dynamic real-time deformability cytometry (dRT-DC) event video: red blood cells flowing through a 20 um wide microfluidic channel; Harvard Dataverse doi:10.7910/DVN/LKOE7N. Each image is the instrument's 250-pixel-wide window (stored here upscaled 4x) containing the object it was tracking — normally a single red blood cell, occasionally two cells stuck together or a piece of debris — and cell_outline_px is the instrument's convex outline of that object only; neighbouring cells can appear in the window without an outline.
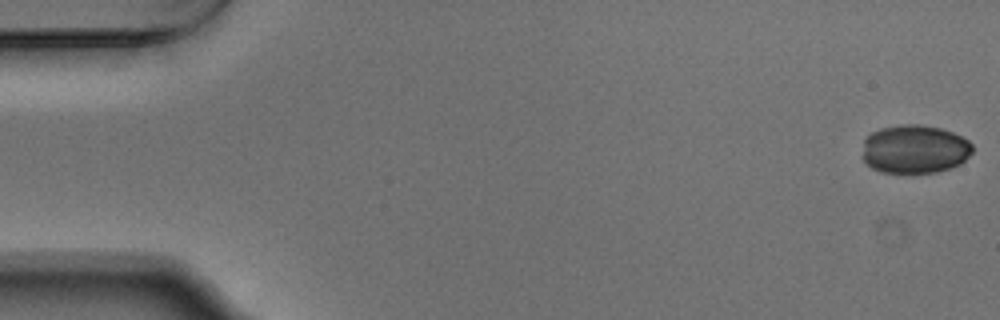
{"species": "Egyptian fruit bat (a non-hibernating species)", "species_latin": "Rousettus aegyptiacus", "temperature_condition": "warm", "stored_images_in_passage": 54, "camera_frame_rate_fps": 3000, "um_per_image_px": 0.085, "animal": {"sex": "male"}, "frame": {"image": 1, "passage_image": 1, "time_ms": 0.0, "image_size_px": [1000, 320], "cell_outline_px": [[972, 152], [960, 164], [936, 172], [880, 172], [872, 168], [860, 156], [864, 140], [872, 132], [880, 128], [900, 124], [920, 124], [940, 128], [952, 132], [968, 140], [972, 144]], "centroid_in_image_um": [77.71, 12.66], "position_along_channel_um": 7.3, "area_um2": 31.21}}
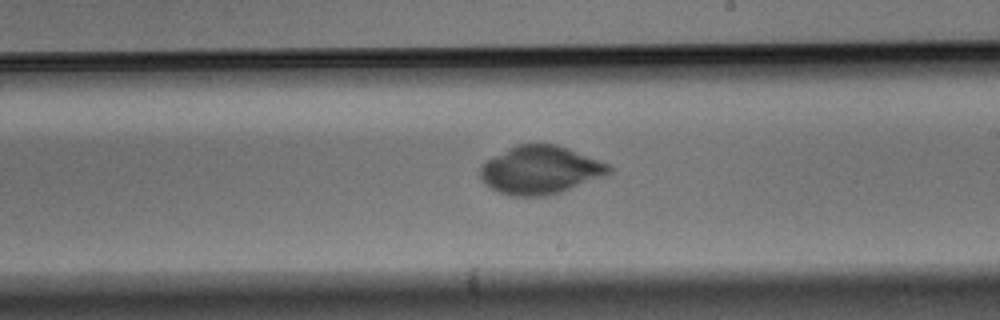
{"frame": {"image": 2, "passage_image": 31, "time_ms": 10.0, "image_size_px": [1000, 320], "cell_outline_px": [[612, 172], [608, 176], [560, 192], [544, 196], [508, 196], [484, 184], [480, 176], [480, 168], [488, 160], [508, 148], [516, 144], [556, 144], [568, 148], [608, 164], [612, 168]], "centroid_in_image_um": [45.95, 14.46], "position_along_channel_um": 243.0, "area_um2": 36.07}}
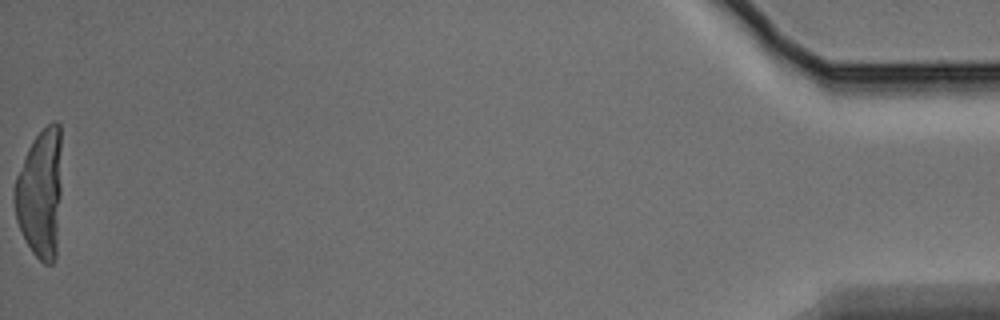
{"frame": {"image": 3, "passage_image": 54, "time_ms": 17.667, "image_size_px": [1000, 320], "cell_outline_px": [[60, 196], [56, 256], [52, 264], [44, 264], [32, 252], [16, 220], [16, 176], [28, 148], [32, 140], [52, 120], [56, 120], [60, 124]], "centroid_in_image_um": [3.45, 16.42], "position_along_channel_um": 431.7, "area_um2": 34.97}}